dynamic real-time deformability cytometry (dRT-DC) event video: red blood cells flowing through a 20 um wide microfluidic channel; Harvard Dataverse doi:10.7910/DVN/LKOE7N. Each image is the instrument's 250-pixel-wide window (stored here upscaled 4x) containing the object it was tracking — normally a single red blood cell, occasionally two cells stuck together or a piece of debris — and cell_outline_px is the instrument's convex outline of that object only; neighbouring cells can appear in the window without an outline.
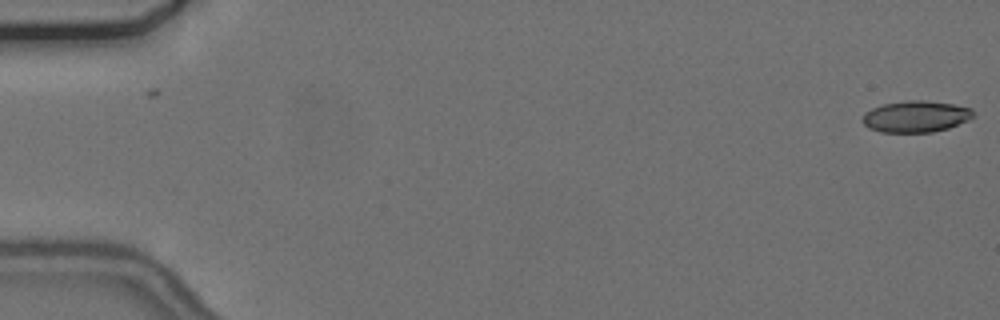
{"species": "common noctule bat (a hibernating species)", "species_latin": "Nyctalus noctula", "temperature_condition": "cold", "stored_images_in_passage": 20, "camera_frame_rate_fps": 3000, "um_per_image_px": 0.085, "animal": {"sex": "female", "body_mass_g": 24.6, "forearm_length_mm": 56.2}, "frame": {"image": 1, "passage_image": 1, "time_ms": 0.0, "image_size_px": [1000, 320], "cell_outline_px": [[976, 116], [968, 120], [948, 128], [932, 132], [880, 132], [868, 128], [860, 120], [864, 112], [872, 108], [884, 104], [908, 100], [924, 100], [952, 104], [972, 108]], "centroid_in_image_um": [77.83, 9.9], "position_along_channel_um": 7.2, "area_um2": 20.46}}
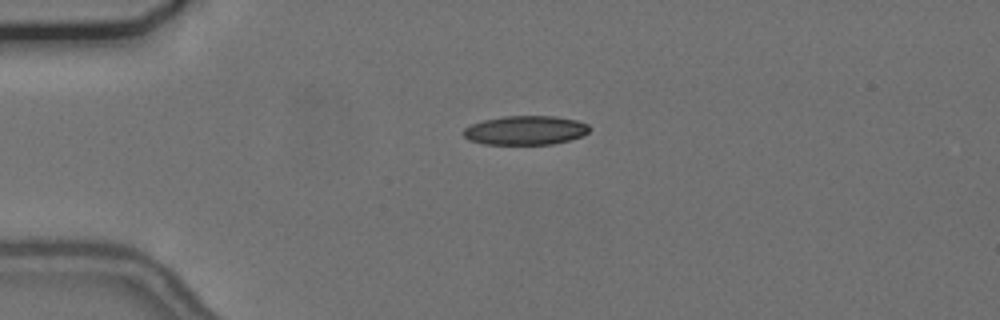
{"frame": {"image": 2, "passage_image": 14, "time_ms": 4.333, "image_size_px": [1000, 320], "cell_outline_px": [[592, 128], [588, 132], [580, 136], [568, 140], [552, 144], [484, 144], [468, 140], [460, 132], [464, 128], [472, 124], [484, 120], [504, 116], [556, 116], [576, 120], [588, 124]], "centroid_in_image_um": [44.64, 11.07], "position_along_channel_um": 40.4, "area_um2": 21.39}}